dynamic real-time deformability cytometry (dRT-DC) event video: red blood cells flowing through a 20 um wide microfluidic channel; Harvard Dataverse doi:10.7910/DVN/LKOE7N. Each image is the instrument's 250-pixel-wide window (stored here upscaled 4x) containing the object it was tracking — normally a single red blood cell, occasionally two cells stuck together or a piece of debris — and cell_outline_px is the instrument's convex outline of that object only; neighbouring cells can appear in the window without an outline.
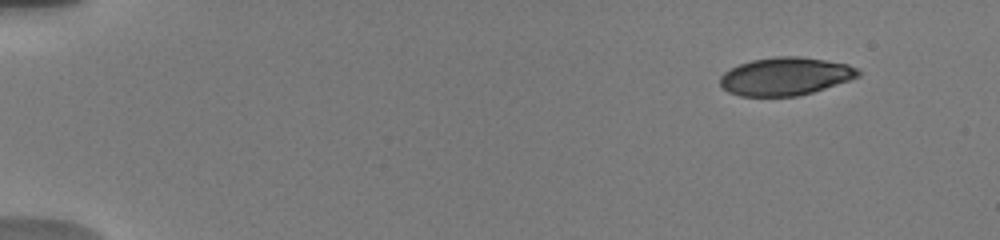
{"species": "human", "species_latin": "Homo sapiens", "temperature_condition": "warm", "stored_images_in_passage": 38, "camera_frame_rate_fps": 3000, "um_per_image_px": 0.085, "donor": {"sex": "male"}, "frame": {"image": 1, "passage_image": 1, "time_ms": 0.0, "image_size_px": [1000, 240], "cell_outline_px": [[860, 76], [812, 92], [796, 96], [740, 96], [728, 92], [720, 84], [720, 76], [724, 72], [740, 64], [752, 60], [776, 56], [800, 56], [848, 64], [856, 68], [860, 72]], "centroid_in_image_um": [66.74, 6.48], "position_along_channel_um": 18.3, "area_um2": 30.29}}
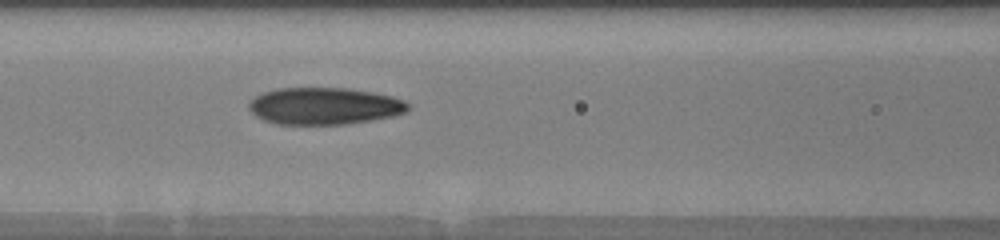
{"frame": {"image": 2, "passage_image": 14, "time_ms": 6.667, "image_size_px": [1000, 240], "cell_outline_px": [[412, 104], [404, 112], [392, 116], [344, 124], [276, 124], [264, 120], [256, 116], [248, 108], [248, 104], [256, 96], [264, 92], [276, 88], [348, 88], [372, 92], [392, 96], [404, 100]], "centroid_in_image_um": [27.56, 9.0], "position_along_channel_um": 139.0, "area_um2": 34.16}}
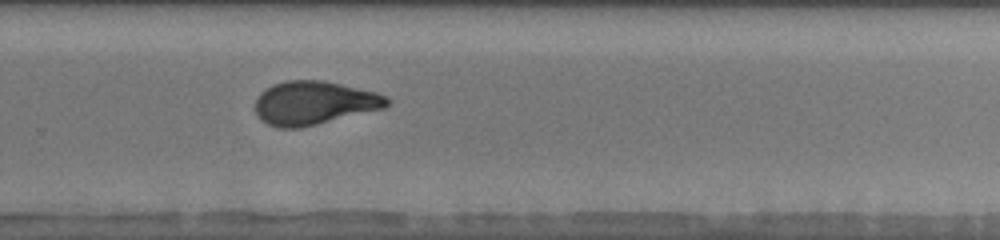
{"frame": {"image": 3, "passage_image": 25, "time_ms": 11.0, "image_size_px": [1000, 240], "cell_outline_px": [[392, 100], [384, 108], [300, 128], [276, 128], [260, 120], [256, 116], [256, 100], [260, 92], [272, 84], [288, 80], [324, 80], [376, 92], [388, 96]], "centroid_in_image_um": [26.68, 8.75], "position_along_channel_um": 303.1, "area_um2": 33.58}, "authors_computed_cell_mechanics": {"area_um2": 33.4373, "velocity_mm_per_s": 3.7974, "shape_relaxation_time_tau1_ms": 9.2196, "shape_relaxation_time_tau2_ms": 1.5862, "deformation_change_tau1": 0.2652, "deformation_change_tau2": 0.0801}}